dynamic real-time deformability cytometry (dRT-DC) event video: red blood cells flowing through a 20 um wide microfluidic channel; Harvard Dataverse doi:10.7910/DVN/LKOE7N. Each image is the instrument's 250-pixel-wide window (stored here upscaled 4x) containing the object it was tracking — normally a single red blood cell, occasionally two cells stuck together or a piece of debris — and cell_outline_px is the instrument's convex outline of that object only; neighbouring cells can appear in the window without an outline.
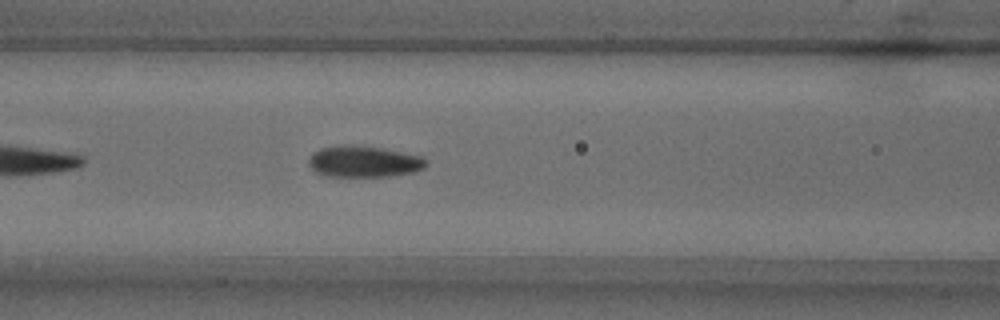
{"species": "common noctule bat (a hibernating species)", "species_latin": "Nyctalus noctula", "temperature_condition": "warm", "stored_images_in_passage": 30, "camera_frame_rate_fps": 3000, "um_per_image_px": 0.085, "animal": {"sex": "male", "body_mass_g": 18.8}, "frame": {"image": 1, "passage_image": 9, "time_ms": 2.667, "image_size_px": [1000, 320], "cell_outline_px": [[428, 164], [424, 168], [416, 172], [388, 176], [324, 176], [316, 172], [308, 164], [308, 160], [312, 152], [320, 148], [340, 144], [352, 144], [380, 148], [424, 156], [428, 160]], "centroid_in_image_um": [30.93, 13.72], "position_along_channel_um": 135.7, "area_um2": 21.79}}
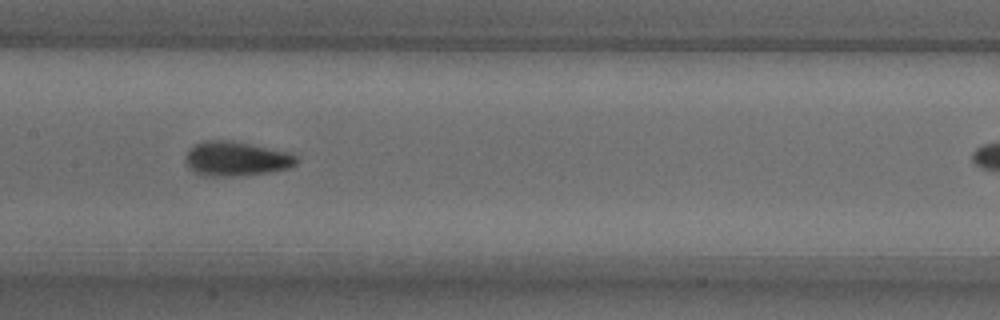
{"frame": {"image": 2, "passage_image": 13, "time_ms": 4.0, "image_size_px": [1000, 320], "cell_outline_px": [[296, 164], [288, 168], [268, 172], [232, 176], [204, 176], [188, 168], [184, 160], [184, 156], [196, 144], [204, 140], [232, 140], [284, 152], [296, 156]], "centroid_in_image_um": [20.0, 13.5], "position_along_channel_um": 187.4, "area_um2": 21.91}}